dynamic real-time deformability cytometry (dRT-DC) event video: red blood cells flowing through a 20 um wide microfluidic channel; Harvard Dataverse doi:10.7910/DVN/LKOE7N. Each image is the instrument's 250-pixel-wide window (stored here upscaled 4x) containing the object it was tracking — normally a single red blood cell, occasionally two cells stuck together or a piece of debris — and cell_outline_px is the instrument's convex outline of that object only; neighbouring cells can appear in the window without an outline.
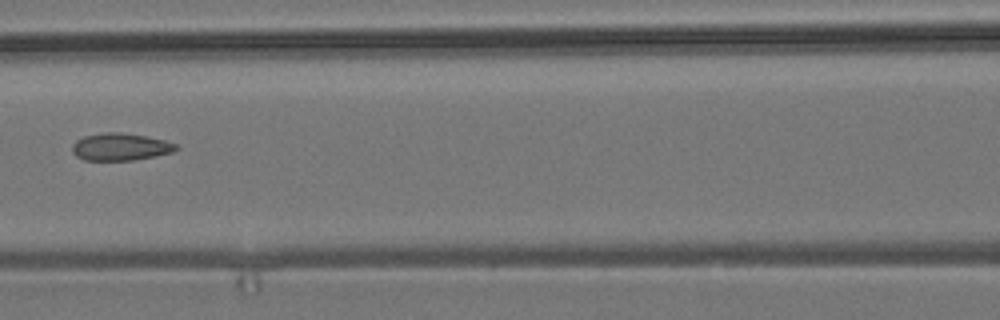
{"species": "common noctule bat (a hibernating species)", "species_latin": "Nyctalus noctula", "temperature_condition": "room temperature", "stored_images_in_passage": 7, "camera_frame_rate_fps": 3000, "um_per_image_px": 0.085, "animal": {"sex": "male", "body_mass_g": 19.2, "forearm_length_mm": 51.8}, "frame": {"image": 1, "passage_image": 7, "time_ms": 7.0, "image_size_px": [1000, 320], "cell_outline_px": [[180, 148], [172, 152], [156, 156], [132, 160], [84, 160], [76, 156], [72, 152], [72, 144], [76, 140], [84, 136], [104, 132], [120, 132], [148, 136], [164, 140], [176, 144]], "centroid_in_image_um": [10.23, 12.48], "position_along_channel_um": 156.4, "area_um2": 16.65}}